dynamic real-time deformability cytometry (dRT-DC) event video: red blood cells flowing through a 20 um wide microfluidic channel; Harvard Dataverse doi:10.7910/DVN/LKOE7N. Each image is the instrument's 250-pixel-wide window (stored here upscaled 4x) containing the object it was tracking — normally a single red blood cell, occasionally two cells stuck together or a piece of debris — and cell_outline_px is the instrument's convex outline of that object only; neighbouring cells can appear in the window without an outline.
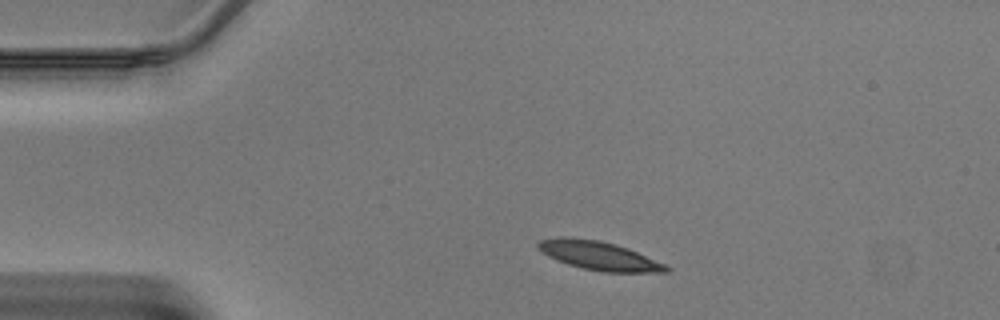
{"species": "Egyptian fruit bat (a non-hibernating species)", "species_latin": "Rousettus aegyptiacus", "temperature_condition": "warm", "stored_images_in_passage": 40, "camera_frame_rate_fps": 3000, "um_per_image_px": 0.085, "animal": {"sex": "male"}, "frame": {"image": 1, "passage_image": 4, "time_ms": 1.0, "image_size_px": [1000, 320], "cell_outline_px": [[672, 268], [668, 272], [604, 272], [584, 268], [568, 264], [556, 260], [548, 256], [536, 244], [540, 240], [560, 236], [564, 236], [600, 240], [616, 244], [628, 248], [664, 264]], "centroid_in_image_um": [50.91, 21.72], "position_along_channel_um": 34.1, "area_um2": 21.27}}
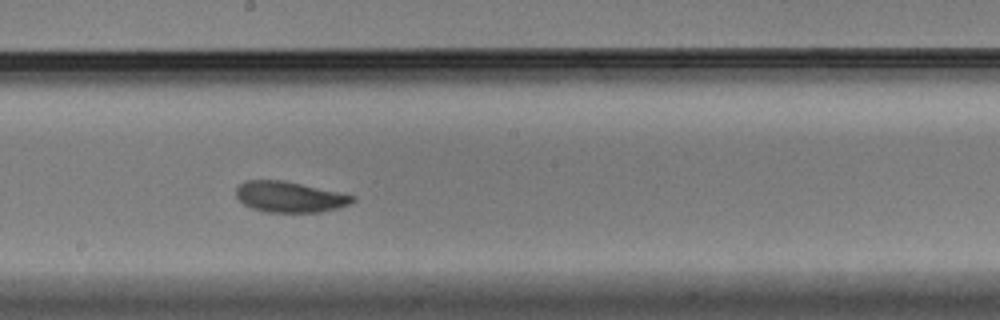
{"frame": {"image": 2, "passage_image": 20, "time_ms": 6.333, "image_size_px": [1000, 320], "cell_outline_px": [[356, 200], [352, 204], [320, 212], [268, 212], [252, 208], [244, 204], [236, 196], [236, 188], [244, 180], [284, 180], [356, 196]], "centroid_in_image_um": [24.63, 16.73], "position_along_channel_um": 223.6, "area_um2": 20.87}}
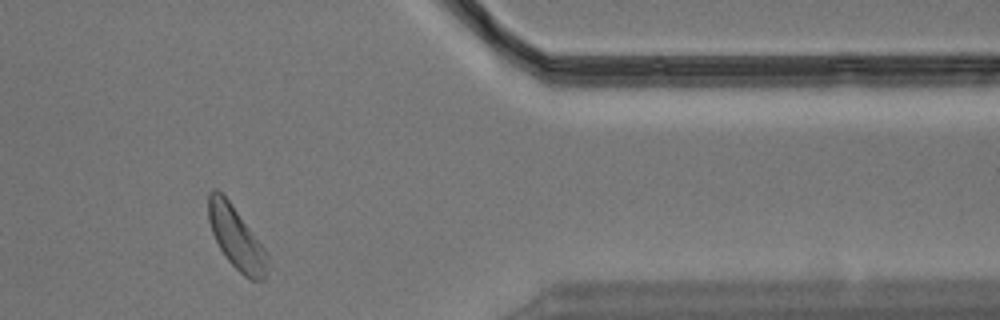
{"frame": {"image": 3, "passage_image": 33, "time_ms": 10.667, "image_size_px": [1000, 320], "cell_outline_px": [[268, 256], [264, 280], [252, 280], [244, 276], [228, 260], [220, 248], [212, 232], [208, 220], [208, 192], [212, 188], [216, 188], [228, 200], [264, 248]], "centroid_in_image_um": [20.05, 20.2], "position_along_channel_um": 391.4, "area_um2": 20.87}}